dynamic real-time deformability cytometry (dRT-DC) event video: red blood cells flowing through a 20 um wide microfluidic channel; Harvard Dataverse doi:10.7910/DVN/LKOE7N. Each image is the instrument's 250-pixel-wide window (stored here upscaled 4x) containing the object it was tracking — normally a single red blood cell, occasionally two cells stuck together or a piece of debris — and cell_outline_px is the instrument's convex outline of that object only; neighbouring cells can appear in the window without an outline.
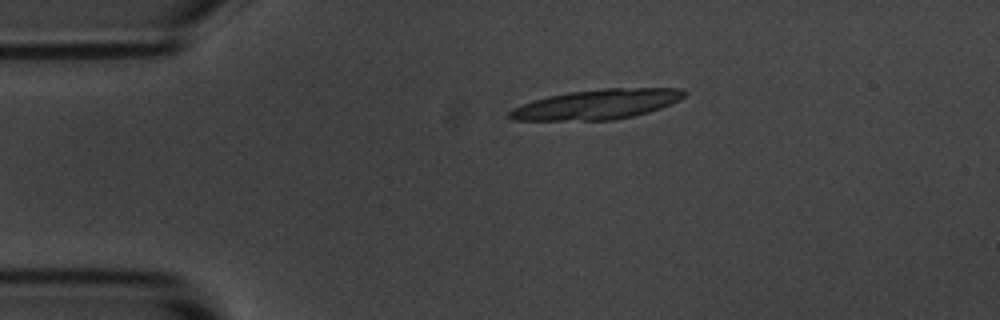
{"species": "common noctule bat (a hibernating species)", "species_latin": "Nyctalus noctula", "temperature_condition": "room temperature", "stored_images_in_passage": 23, "camera_frame_rate_fps": 3000, "um_per_image_px": 0.085, "animal": {"sex": "male", "body_mass_g": 20.1, "forearm_length_mm": 53.5}, "frame": {"image": 1, "passage_image": 1, "time_ms": 0.0, "image_size_px": [1000, 320], "cell_outline_px": [[688, 92], [680, 100], [660, 108], [648, 112], [632, 116], [612, 120], [512, 120], [508, 116], [508, 112], [512, 108], [548, 96], [568, 92], [604, 88], [684, 88]], "centroid_in_image_um": [50.78, 8.86], "position_along_channel_um": 34.2, "area_um2": 30.29}}